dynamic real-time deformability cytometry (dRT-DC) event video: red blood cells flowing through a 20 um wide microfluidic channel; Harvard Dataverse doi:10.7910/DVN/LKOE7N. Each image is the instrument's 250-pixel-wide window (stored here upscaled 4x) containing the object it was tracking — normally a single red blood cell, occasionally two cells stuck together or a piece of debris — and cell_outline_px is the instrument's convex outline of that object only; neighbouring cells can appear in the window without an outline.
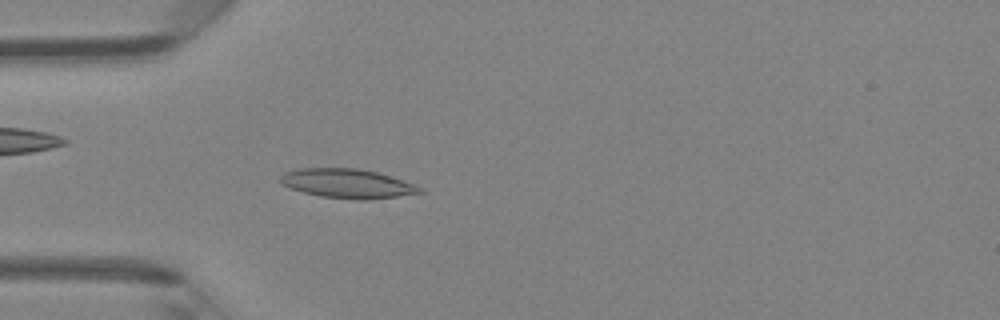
{"species": "Egyptian fruit bat (a non-hibernating species)", "species_latin": "Rousettus aegyptiacus", "temperature_condition": "room temperature", "stored_images_in_passage": 46, "camera_frame_rate_fps": 3000, "um_per_image_px": 0.085, "animal": {"sex": "female"}, "frame": {"image": 1, "passage_image": 13, "time_ms": 4.0, "image_size_px": [1000, 320], "cell_outline_px": [[424, 192], [368, 200], [356, 200], [320, 196], [304, 192], [280, 184], [280, 176], [284, 172], [300, 168], [356, 168], [380, 172], [416, 184], [424, 188]], "centroid_in_image_um": [29.57, 15.59], "position_along_channel_um": 55.4, "area_um2": 23.99}}
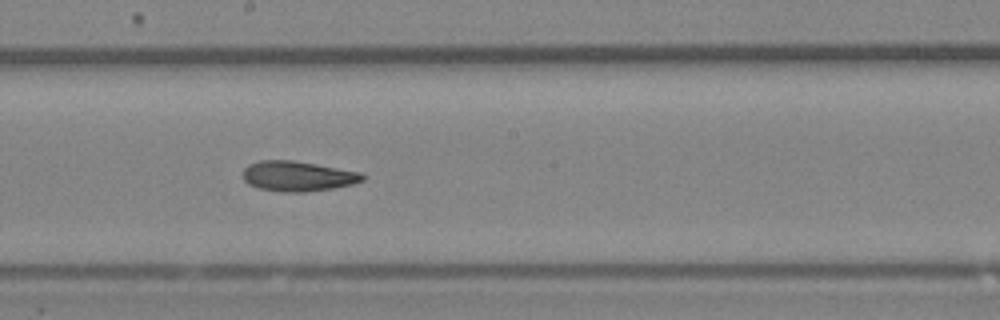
{"frame": {"image": 2, "passage_image": 25, "time_ms": 8.0, "image_size_px": [1000, 320], "cell_outline_px": [[368, 176], [364, 180], [352, 184], [332, 188], [304, 192], [288, 192], [260, 188], [248, 184], [244, 180], [244, 168], [248, 164], [260, 160], [292, 160], [364, 172]], "centroid_in_image_um": [25.36, 14.96], "position_along_channel_um": 222.8, "area_um2": 21.04}}
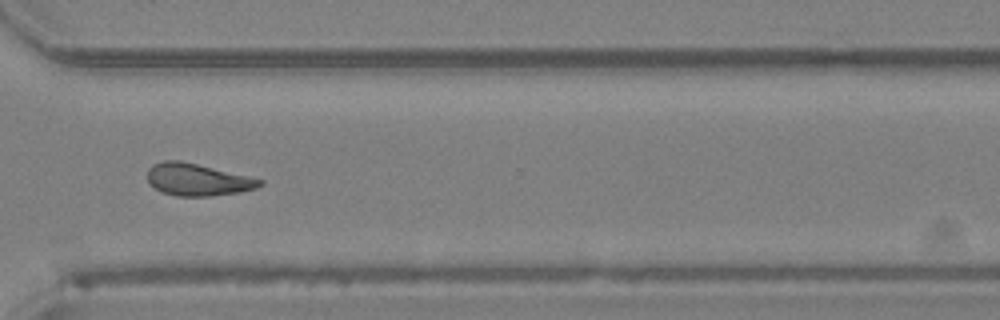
{"frame": {"image": 3, "passage_image": 34, "time_ms": 11.0, "image_size_px": [1000, 320], "cell_outline_px": [[264, 184], [256, 188], [240, 192], [208, 196], [176, 196], [160, 192], [148, 184], [148, 168], [152, 164], [164, 160], [180, 160], [248, 176], [264, 180]], "centroid_in_image_um": [16.75, 15.27], "position_along_channel_um": 353.8, "area_um2": 21.15}, "authors_computed_cell_mechanics": {"area_um2": 21.1548, "velocity_mm_per_s": 4.3348, "shape_relaxation_time_tau1_ms": 7.3943, "shape_relaxation_time_tau2_ms": 4.0479, "deformation_change_tau1": 0.202, "deformation_change_tau2": 0.1107}}